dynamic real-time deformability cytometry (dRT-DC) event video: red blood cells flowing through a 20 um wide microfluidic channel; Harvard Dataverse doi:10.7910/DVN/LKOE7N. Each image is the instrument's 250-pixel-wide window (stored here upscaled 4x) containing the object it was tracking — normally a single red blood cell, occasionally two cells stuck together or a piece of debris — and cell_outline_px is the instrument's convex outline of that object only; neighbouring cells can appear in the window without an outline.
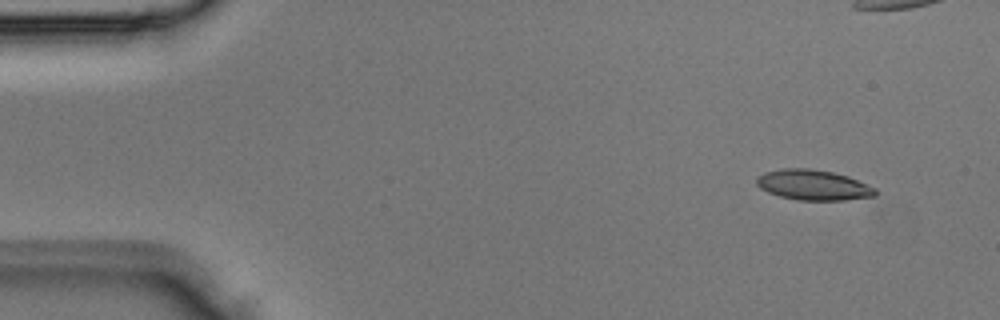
{"species": "Egyptian fruit bat (a non-hibernating species)", "species_latin": "Rousettus aegyptiacus", "temperature_condition": "room temperature", "stored_images_in_passage": 5, "segment_of_instrument_passage": [1, 2], "camera_frame_rate_fps": 3000, "um_per_image_px": 0.085, "animal": {"sex": "male"}, "frame": {"image": 1, "passage_image": 1, "time_ms": 0.0, "image_size_px": [1000, 320], "cell_outline_px": [[876, 196], [844, 200], [796, 200], [780, 196], [768, 192], [760, 188], [756, 184], [756, 176], [764, 172], [784, 168], [808, 168], [832, 172], [848, 176], [876, 188]], "centroid_in_image_um": [69.11, 15.72], "position_along_channel_um": 15.9, "area_um2": 21.04}}
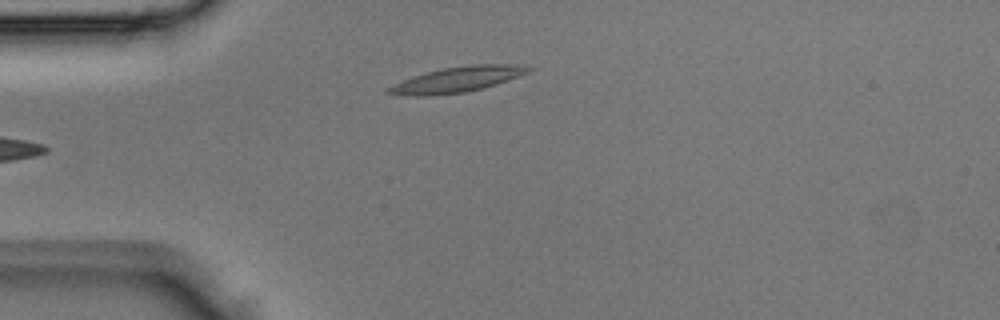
{"frame": {"image": 2, "passage_image": 4, "time_ms": 1.0, "image_size_px": [1000, 320], "cell_outline_px": [[536, 68], [528, 72], [508, 80], [484, 88], [464, 92], [432, 96], [404, 96], [384, 92], [384, 88], [404, 80], [428, 72], [444, 68], [472, 64], [516, 64]], "centroid_in_image_um": [38.86, 6.77], "position_along_channel_um": 46.1, "area_um2": 20.69}}